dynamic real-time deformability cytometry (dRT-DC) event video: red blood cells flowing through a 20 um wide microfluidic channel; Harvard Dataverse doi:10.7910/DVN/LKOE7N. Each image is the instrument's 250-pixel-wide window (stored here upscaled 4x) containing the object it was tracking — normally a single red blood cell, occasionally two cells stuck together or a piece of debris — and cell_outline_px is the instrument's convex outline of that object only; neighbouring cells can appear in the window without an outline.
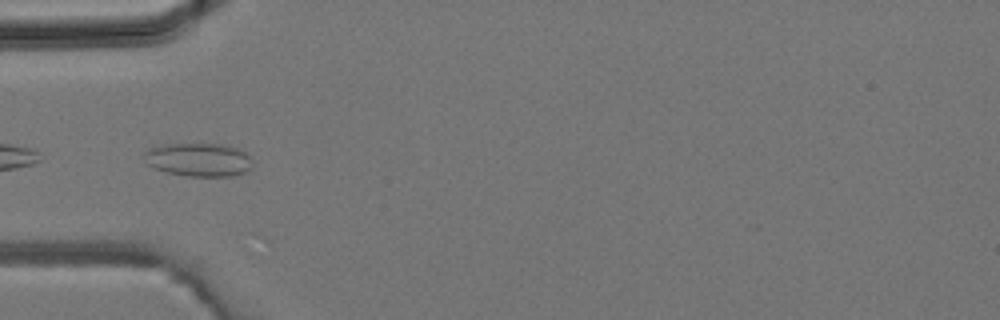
{"species": "common noctule bat (a hibernating species)", "species_latin": "Nyctalus noctula", "temperature_condition": "room temperature", "stored_images_in_passage": 23, "camera_frame_rate_fps": 3000, "um_per_image_px": 0.085, "animal": {"sex": "male", "body_mass_g": 19.2, "forearm_length_mm": 51.8}, "frame": {"image": 1, "passage_image": 1, "time_ms": 0.0, "image_size_px": [1000, 320], "cell_outline_px": [[252, 168], [244, 172], [232, 176], [188, 176], [168, 172], [152, 168], [148, 164], [144, 156], [144, 152], [148, 148], [164, 144], [220, 144], [240, 148], [248, 156], [252, 164]], "centroid_in_image_um": [16.87, 13.57], "position_along_channel_um": 68.1, "area_um2": 21.1}}